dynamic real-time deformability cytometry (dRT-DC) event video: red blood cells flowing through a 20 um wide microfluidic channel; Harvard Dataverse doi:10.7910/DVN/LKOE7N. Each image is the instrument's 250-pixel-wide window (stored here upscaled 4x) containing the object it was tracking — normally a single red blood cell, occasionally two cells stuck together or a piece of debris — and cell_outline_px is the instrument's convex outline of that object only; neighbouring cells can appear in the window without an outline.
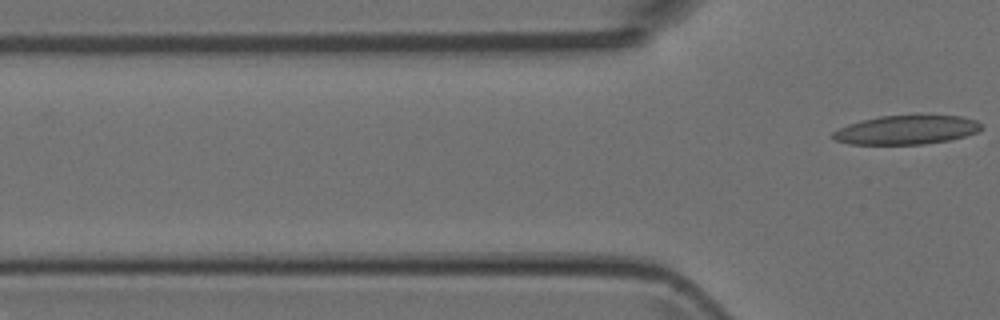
{"species": "Egyptian fruit bat (a non-hibernating species)", "species_latin": "Rousettus aegyptiacus", "temperature_condition": "room temperature", "stored_images_in_passage": 3, "camera_frame_rate_fps": 3000, "um_per_image_px": 0.085, "animal": {"sex": "female"}, "frame": {"image": 1, "passage_image": 3, "time_ms": 2.333, "image_size_px": [1000, 320], "cell_outline_px": [[984, 128], [976, 132], [952, 140], [924, 144], [848, 144], [836, 140], [832, 136], [832, 132], [848, 124], [880, 116], [964, 116], [976, 120], [984, 124]], "centroid_in_image_um": [77.1, 11.05], "position_along_channel_um": 48.7, "area_um2": 24.97}}